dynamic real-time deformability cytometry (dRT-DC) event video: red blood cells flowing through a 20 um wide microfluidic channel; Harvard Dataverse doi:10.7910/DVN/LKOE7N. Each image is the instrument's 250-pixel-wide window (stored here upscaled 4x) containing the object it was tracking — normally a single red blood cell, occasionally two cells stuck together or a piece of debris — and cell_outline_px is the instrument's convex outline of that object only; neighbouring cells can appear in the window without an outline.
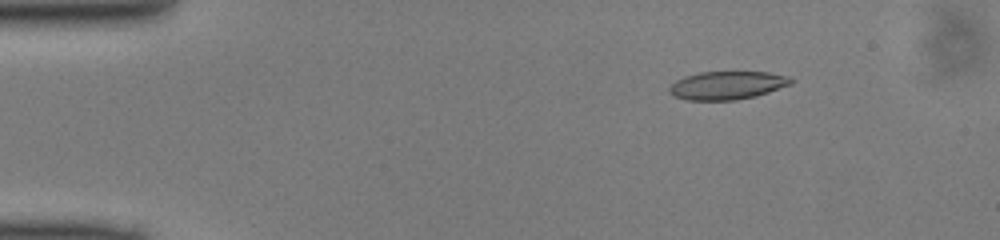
{"species": "common noctule bat (a hibernating species)", "species_latin": "Nyctalus noctula", "temperature_condition": "cold", "stored_images_in_passage": 49, "camera_frame_rate_fps": 3000, "um_per_image_px": 0.085, "animal": {"sex": "male", "body_mass_g": 13.0, "forearm_length_mm": 53.1}, "frame": {"image": 1, "passage_image": 7, "time_ms": 2.0, "image_size_px": [1000, 240], "cell_outline_px": [[796, 80], [792, 84], [756, 96], [736, 100], [684, 100], [672, 96], [668, 92], [668, 88], [676, 80], [684, 76], [700, 72], [768, 72], [788, 76]], "centroid_in_image_um": [61.8, 7.26], "position_along_channel_um": 23.2, "area_um2": 20.23}}
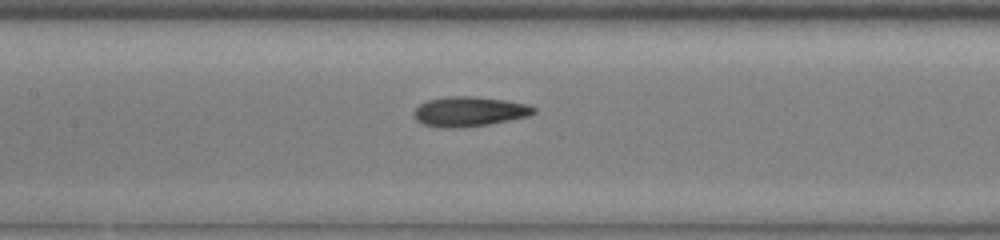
{"frame": {"image": 2, "passage_image": 23, "time_ms": 7.333, "image_size_px": [1000, 240], "cell_outline_px": [[536, 112], [528, 116], [488, 124], [460, 128], [440, 128], [424, 124], [416, 120], [416, 108], [420, 104], [428, 100], [448, 96], [476, 96], [508, 100], [528, 104], [536, 108]], "centroid_in_image_um": [39.93, 9.47], "position_along_channel_um": 167.5, "area_um2": 20.81}}
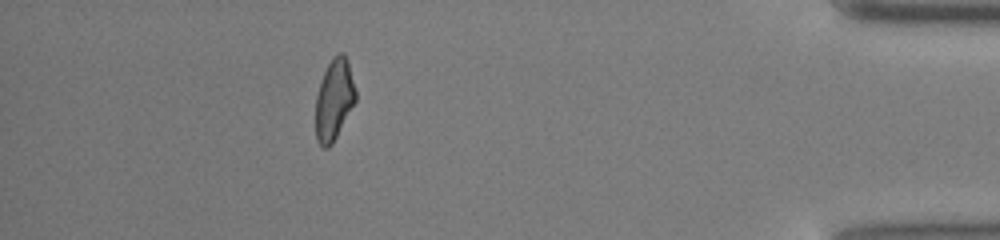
{"frame": {"image": 3, "passage_image": 44, "time_ms": 14.333, "image_size_px": [1000, 240], "cell_outline_px": [[356, 100], [332, 144], [328, 148], [324, 148], [316, 140], [316, 96], [324, 72], [332, 56], [340, 52], [344, 52], [348, 60], [356, 92]], "centroid_in_image_um": [28.4, 8.44], "position_along_channel_um": 406.8, "area_um2": 18.79}}